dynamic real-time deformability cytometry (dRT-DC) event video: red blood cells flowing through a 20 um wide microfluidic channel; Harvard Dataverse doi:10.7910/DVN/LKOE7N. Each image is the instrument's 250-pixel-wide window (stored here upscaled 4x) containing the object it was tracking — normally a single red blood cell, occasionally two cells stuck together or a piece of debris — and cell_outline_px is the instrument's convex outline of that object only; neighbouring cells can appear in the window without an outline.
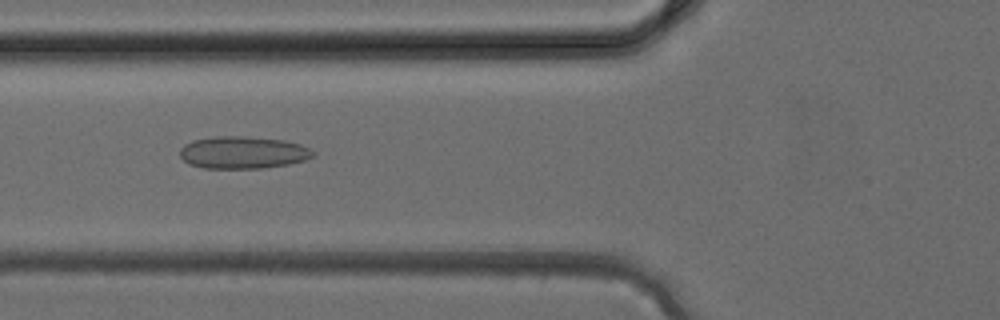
{"species": "common noctule bat (a hibernating species)", "species_latin": "Nyctalus noctula", "temperature_condition": "cold", "stored_images_in_passage": 37, "camera_frame_rate_fps": 3000, "um_per_image_px": 0.085, "animal": {"sex": "female", "body_mass_g": 24.6, "forearm_length_mm": 56.2}, "frame": {"image": 1, "passage_image": 14, "time_ms": 4.333, "image_size_px": [1000, 320], "cell_outline_px": [[316, 152], [312, 156], [304, 160], [288, 164], [264, 168], [204, 168], [188, 164], [180, 156], [180, 148], [184, 144], [192, 140], [216, 136], [244, 136], [284, 140], [300, 144]], "centroid_in_image_um": [20.62, 12.96], "position_along_channel_um": 105.2, "area_um2": 25.09}}
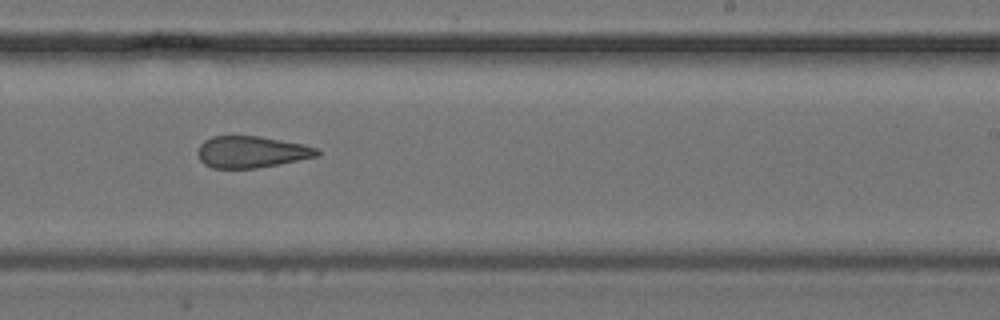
{"frame": {"image": 2, "passage_image": 23, "time_ms": 7.333, "image_size_px": [1000, 320], "cell_outline_px": [[320, 156], [280, 164], [256, 168], [212, 168], [204, 164], [200, 160], [196, 152], [200, 144], [204, 140], [212, 136], [260, 136], [304, 144], [320, 148]], "centroid_in_image_um": [21.4, 12.91], "position_along_channel_um": 267.6, "area_um2": 22.31}}
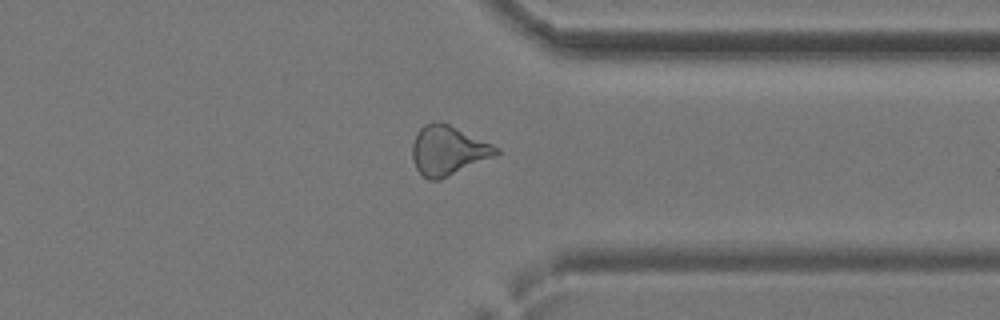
{"frame": {"image": 3, "passage_image": 29, "time_ms": 9.333, "image_size_px": [1000, 320], "cell_outline_px": [[500, 152], [496, 156], [440, 180], [428, 180], [416, 168], [412, 156], [412, 144], [416, 132], [424, 124], [436, 120], [448, 124], [492, 144], [500, 148]], "centroid_in_image_um": [38.08, 12.79], "position_along_channel_um": 373.3, "area_um2": 24.22}}